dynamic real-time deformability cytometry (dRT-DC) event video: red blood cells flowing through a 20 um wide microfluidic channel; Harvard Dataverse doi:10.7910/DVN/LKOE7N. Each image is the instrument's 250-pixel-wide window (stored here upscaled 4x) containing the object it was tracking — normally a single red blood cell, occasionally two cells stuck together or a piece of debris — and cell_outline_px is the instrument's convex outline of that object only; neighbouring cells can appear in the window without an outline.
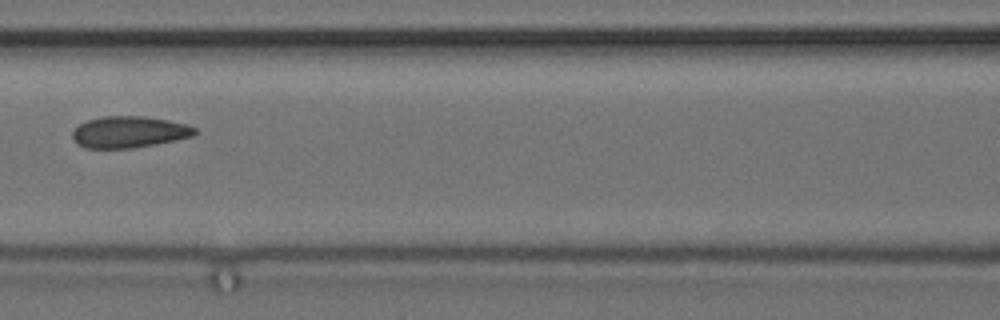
{"species": "common noctule bat (a hibernating species)", "species_latin": "Nyctalus noctula", "temperature_condition": "cold", "stored_images_in_passage": 7, "camera_frame_rate_fps": 3000, "um_per_image_px": 0.085, "animal": {"sex": "female", "body_mass_g": 24.6, "forearm_length_mm": 56.2}, "frame": {"image": 1, "passage_image": 7, "time_ms": 2.0, "image_size_px": [1000, 320], "cell_outline_px": [[196, 132], [192, 136], [176, 140], [132, 148], [84, 148], [76, 144], [72, 136], [72, 132], [80, 124], [88, 120], [104, 116], [144, 116], [168, 120], [188, 124], [196, 128]], "centroid_in_image_um": [10.97, 11.22], "position_along_channel_um": 155.6, "area_um2": 22.43}}